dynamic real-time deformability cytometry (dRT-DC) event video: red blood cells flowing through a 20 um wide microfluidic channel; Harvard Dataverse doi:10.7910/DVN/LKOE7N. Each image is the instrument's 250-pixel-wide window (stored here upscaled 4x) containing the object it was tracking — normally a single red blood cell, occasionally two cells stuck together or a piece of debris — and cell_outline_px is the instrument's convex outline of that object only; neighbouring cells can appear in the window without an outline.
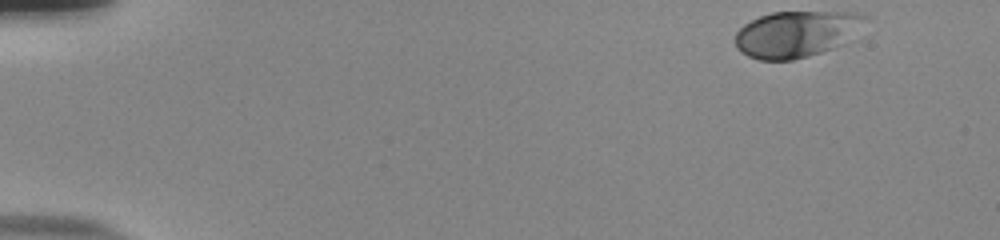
{"species": "human", "species_latin": "Homo sapiens", "temperature_condition": "room temperature", "stored_images_in_passage": 50, "camera_frame_rate_fps": 3000, "um_per_image_px": 0.085, "donor": {"sex": "male"}, "frame": {"image": 1, "passage_image": 1, "time_ms": 0.0, "image_size_px": [1000, 240], "cell_outline_px": [[868, 20], [840, 44], [832, 48], [808, 56], [792, 60], [760, 60], [748, 56], [740, 52], [736, 48], [736, 32], [744, 24], [760, 16], [772, 12], [856, 12], [868, 16]], "centroid_in_image_um": [67.65, 2.88], "position_along_channel_um": 17.4, "area_um2": 34.68}}
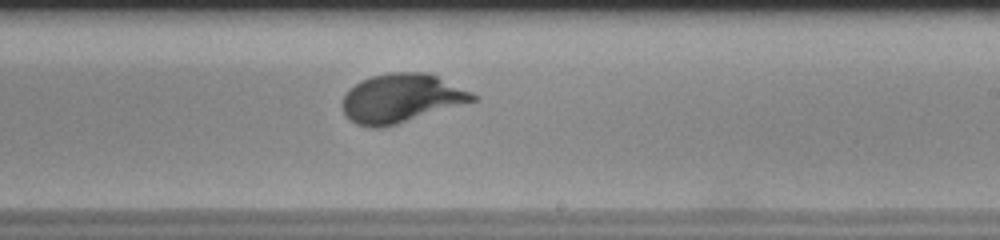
{"frame": {"image": 2, "passage_image": 30, "time_ms": 9.667, "image_size_px": [1000, 240], "cell_outline_px": [[480, 100], [384, 128], [368, 128], [356, 124], [344, 112], [340, 104], [344, 92], [348, 88], [360, 80], [372, 76], [392, 72], [428, 72], [472, 92], [480, 96]], "centroid_in_image_um": [34.11, 8.36], "position_along_channel_um": 254.9, "area_um2": 37.74}}
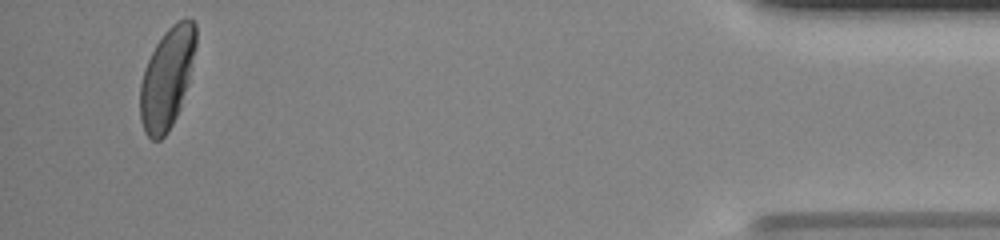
{"frame": {"image": 3, "passage_image": 48, "time_ms": 15.667, "image_size_px": [1000, 240], "cell_outline_px": [[196, 48], [188, 84], [180, 108], [168, 132], [160, 140], [152, 140], [144, 132], [140, 120], [140, 84], [144, 68], [156, 44], [164, 32], [172, 24], [184, 16], [188, 16], [196, 24]], "centroid_in_image_um": [14.2, 6.62], "position_along_channel_um": 421.0, "area_um2": 33.0}, "authors_computed_cell_mechanics": {"area_um2": 35.2002, "velocity_mm_per_s": 3.8498, "shape_relaxation_time_tau1_ms": 2.5553, "shape_relaxation_time_tau2_ms": null, "deformation_change_tau1": 0.1551, "deformation_change_tau2": null}}